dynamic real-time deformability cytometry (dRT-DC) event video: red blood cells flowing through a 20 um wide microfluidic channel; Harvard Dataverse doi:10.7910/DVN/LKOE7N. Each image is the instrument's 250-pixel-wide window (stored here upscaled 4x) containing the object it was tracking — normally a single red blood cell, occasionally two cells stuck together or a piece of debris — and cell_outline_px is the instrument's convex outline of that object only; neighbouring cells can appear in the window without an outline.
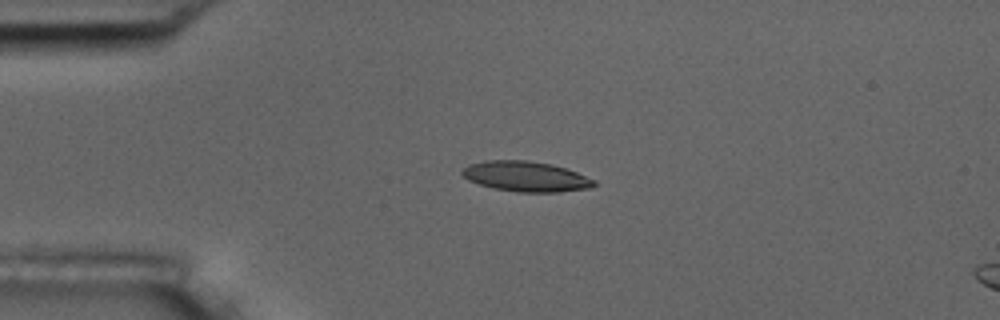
{"species": "common noctule bat (a hibernating species)", "species_latin": "Nyctalus noctula", "temperature_condition": "room temperature", "stored_images_in_passage": 5, "camera_frame_rate_fps": 3000, "um_per_image_px": 0.085, "animal": {"sex": "male", "body_mass_g": 17.5, "forearm_length_mm": 52.3}, "frame": {"image": 1, "passage_image": 3, "time_ms": 2.333, "image_size_px": [1000, 320], "cell_outline_px": [[596, 184], [588, 188], [556, 192], [516, 192], [492, 188], [468, 180], [460, 172], [468, 164], [484, 160], [528, 160], [552, 164], [576, 172], [596, 180]], "centroid_in_image_um": [44.67, 14.99], "position_along_channel_um": 40.3, "area_um2": 23.24}}